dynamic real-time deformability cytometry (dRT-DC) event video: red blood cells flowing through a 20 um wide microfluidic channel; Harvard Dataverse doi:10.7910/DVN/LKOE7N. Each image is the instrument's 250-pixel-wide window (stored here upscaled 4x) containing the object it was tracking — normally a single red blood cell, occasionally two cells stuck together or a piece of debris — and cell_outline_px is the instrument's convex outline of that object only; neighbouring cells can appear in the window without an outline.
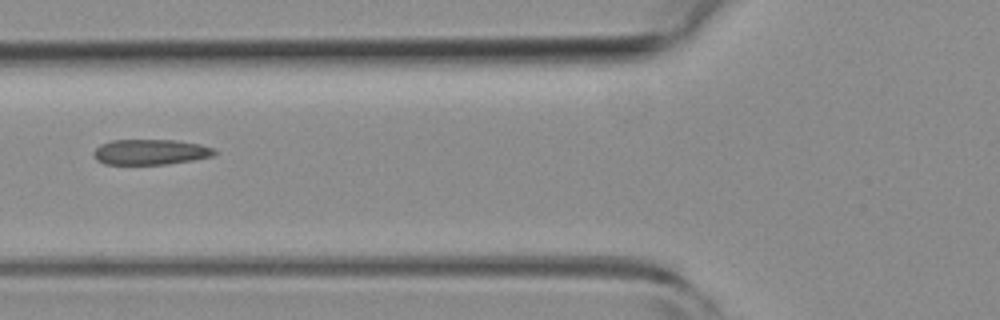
{"species": "common noctule bat (a hibernating species)", "species_latin": "Nyctalus noctula", "temperature_condition": "room temperature", "stored_images_in_passage": 5, "camera_frame_rate_fps": 3000, "um_per_image_px": 0.085, "animal": {"sex": "female", "body_mass_g": 19.3, "forearm_length_mm": 54.1}, "frame": {"image": 1, "passage_image": 4, "time_ms": 1.0, "image_size_px": [1000, 320], "cell_outline_px": [[216, 152], [212, 156], [192, 160], [168, 164], [104, 164], [96, 160], [92, 156], [92, 152], [100, 144], [112, 140], [176, 140], [200, 144], [212, 148]], "centroid_in_image_um": [12.73, 12.92], "position_along_channel_um": 113.1, "area_um2": 17.92}}
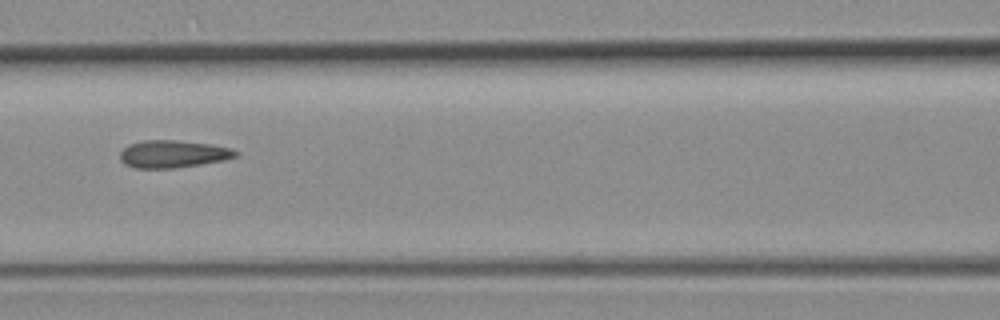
{"frame": {"image": 2, "passage_image": 5, "time_ms": 1.333, "image_size_px": [1000, 320], "cell_outline_px": [[240, 156], [224, 160], [176, 168], [136, 168], [124, 164], [120, 160], [120, 152], [128, 144], [144, 140], [176, 140], [208, 144], [232, 148], [240, 152]], "centroid_in_image_um": [14.72, 13.09], "position_along_channel_um": 151.9, "area_um2": 18.61}}